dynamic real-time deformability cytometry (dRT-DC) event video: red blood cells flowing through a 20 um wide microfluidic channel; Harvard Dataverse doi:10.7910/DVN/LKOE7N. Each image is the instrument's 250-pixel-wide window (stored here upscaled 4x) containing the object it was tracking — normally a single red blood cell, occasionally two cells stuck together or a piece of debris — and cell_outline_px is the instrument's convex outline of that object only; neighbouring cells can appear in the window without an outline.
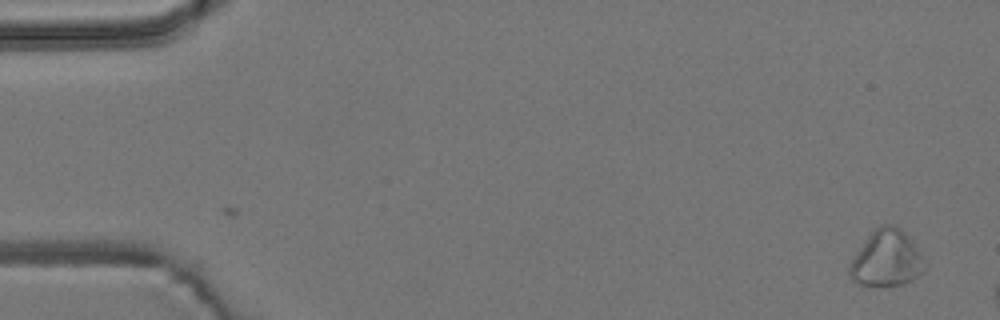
{"species": "common noctule bat (a hibernating species)", "species_latin": "Nyctalus noctula", "temperature_condition": "room temperature", "stored_images_in_passage": 9, "camera_frame_rate_fps": 3000, "um_per_image_px": 0.085, "animal": {"sex": "male", "body_mass_g": 19.2, "forearm_length_mm": 51.8}, "frame": {"image": 1, "passage_image": 1, "time_ms": 0.0, "image_size_px": [1000, 320], "cell_outline_px": [[924, 272], [920, 276], [904, 284], [856, 284], [852, 280], [848, 272], [848, 268], [856, 252], [868, 236], [876, 228], [884, 224], [892, 224], [900, 228], [908, 236], [920, 256], [924, 268]], "centroid_in_image_um": [75.32, 21.97], "position_along_channel_um": 9.7, "area_um2": 23.93}}